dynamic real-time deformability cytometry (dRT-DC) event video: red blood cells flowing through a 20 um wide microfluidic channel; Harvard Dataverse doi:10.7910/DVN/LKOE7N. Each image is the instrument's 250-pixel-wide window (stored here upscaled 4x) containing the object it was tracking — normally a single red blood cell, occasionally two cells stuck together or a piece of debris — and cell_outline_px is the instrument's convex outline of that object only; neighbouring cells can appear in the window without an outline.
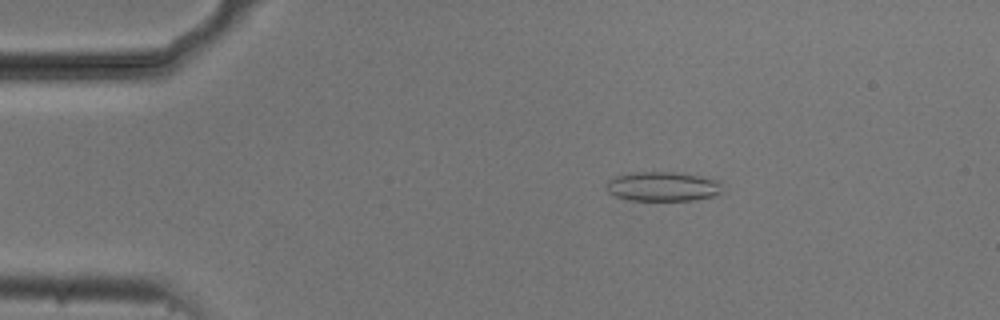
{"species": "common noctule bat (a hibernating species)", "species_latin": "Nyctalus noctula", "temperature_condition": "cold", "stored_images_in_passage": 54, "camera_frame_rate_fps": 3000, "um_per_image_px": 0.085, "animal": {"sex": "male", "body_mass_g": 20.5, "forearm_length_mm": 52.5}, "frame": {"image": 1, "passage_image": 10, "time_ms": 3.0, "image_size_px": [1000, 320], "cell_outline_px": [[724, 184], [720, 192], [716, 196], [692, 200], [628, 200], [616, 196], [608, 192], [604, 188], [608, 180], [616, 176], [628, 172], [676, 172], [700, 176], [720, 180]], "centroid_in_image_um": [56.34, 15.84], "position_along_channel_um": 28.7, "area_um2": 20.23}}
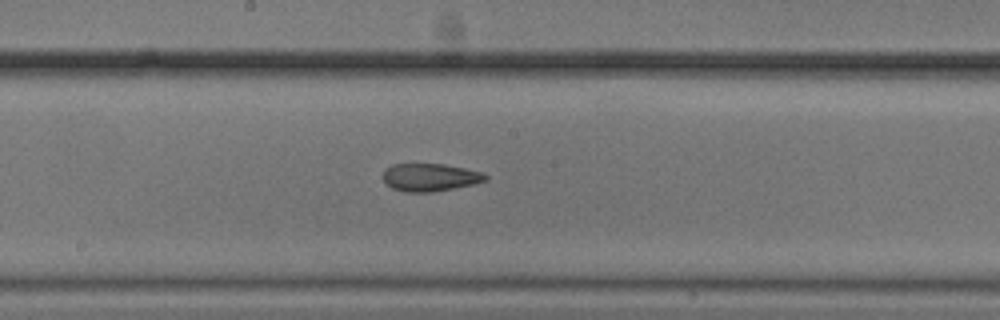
{"frame": {"image": 2, "passage_image": 29, "time_ms": 9.333, "image_size_px": [1000, 320], "cell_outline_px": [[488, 180], [472, 184], [432, 192], [408, 192], [392, 188], [384, 180], [384, 168], [392, 164], [444, 164], [464, 168], [480, 172], [488, 176]], "centroid_in_image_um": [36.54, 15.06], "position_along_channel_um": 211.7, "area_um2": 16.36}}
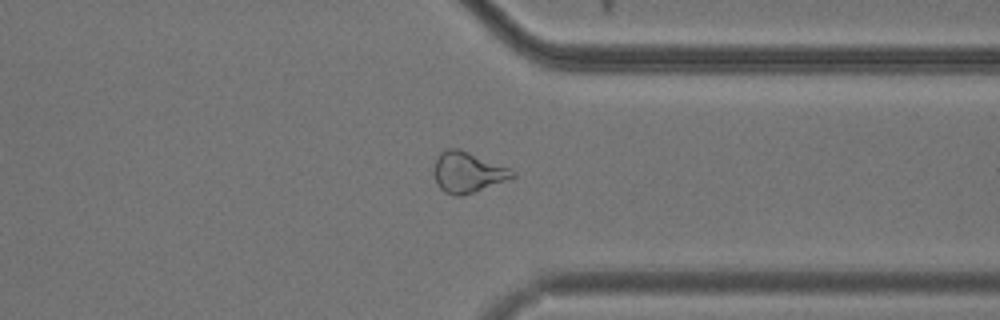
{"frame": {"image": 3, "passage_image": 42, "time_ms": 13.667, "image_size_px": [1000, 320], "cell_outline_px": [[516, 176], [508, 180], [464, 196], [452, 196], [444, 192], [436, 184], [432, 172], [432, 168], [440, 152], [448, 148], [460, 148], [508, 168], [516, 172]], "centroid_in_image_um": [39.71, 14.66], "position_along_channel_um": 371.7, "area_um2": 18.9}, "authors_computed_cell_mechanics": {"area_um2": 18.8428, "velocity_mm_per_s": 3.7419, "shape_relaxation_time_tau1_ms": 6.3989, "shape_relaxation_time_tau2_ms": 2.6987, "deformation_change_tau1": 0.1519, "deformation_change_tau2": 0.1098}}